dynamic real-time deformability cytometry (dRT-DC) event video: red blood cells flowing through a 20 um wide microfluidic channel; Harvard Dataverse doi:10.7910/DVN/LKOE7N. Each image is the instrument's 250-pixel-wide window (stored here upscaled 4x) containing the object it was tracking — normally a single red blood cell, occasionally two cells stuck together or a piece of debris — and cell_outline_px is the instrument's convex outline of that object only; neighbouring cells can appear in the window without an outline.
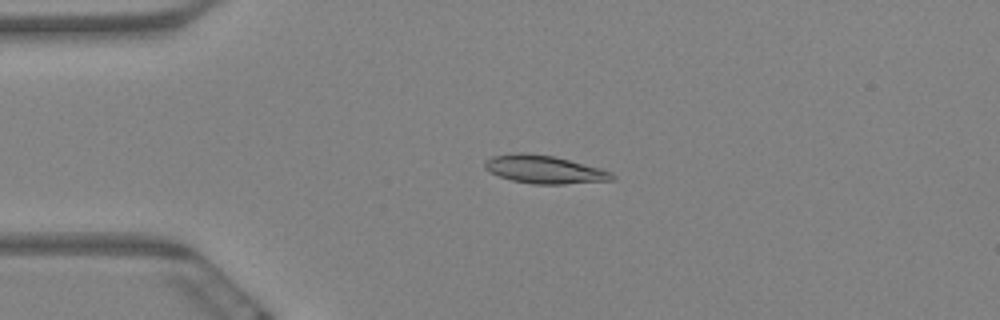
{"species": "Egyptian fruit bat (a non-hibernating species)", "species_latin": "Rousettus aegyptiacus", "temperature_condition": "warm", "stored_images_in_passage": 6, "camera_frame_rate_fps": 3000, "um_per_image_px": 0.085, "animal": {"sex": "female"}, "frame": {"image": 1, "passage_image": 5, "time_ms": 1.333, "image_size_px": [1000, 320], "cell_outline_px": [[616, 180], [564, 184], [532, 184], [512, 180], [500, 176], [484, 168], [484, 164], [492, 156], [516, 152], [524, 152], [552, 156], [600, 168], [612, 172], [616, 176]], "centroid_in_image_um": [46.3, 14.41], "position_along_channel_um": 38.7, "area_um2": 20.69}}